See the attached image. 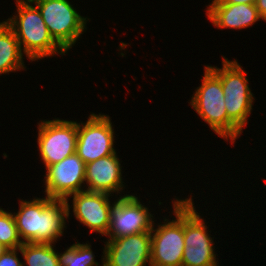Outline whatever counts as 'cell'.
<instances>
[{
    "mask_svg": "<svg viewBox=\"0 0 266 266\" xmlns=\"http://www.w3.org/2000/svg\"><path fill=\"white\" fill-rule=\"evenodd\" d=\"M69 201L34 198L20 201L17 213H12L22 243L55 244L63 236L69 218Z\"/></svg>",
    "mask_w": 266,
    "mask_h": 266,
    "instance_id": "obj_1",
    "label": "cell"
},
{
    "mask_svg": "<svg viewBox=\"0 0 266 266\" xmlns=\"http://www.w3.org/2000/svg\"><path fill=\"white\" fill-rule=\"evenodd\" d=\"M16 15L5 20L13 30L23 53L30 61L55 55H65L66 51L50 35L40 11L30 0H16Z\"/></svg>",
    "mask_w": 266,
    "mask_h": 266,
    "instance_id": "obj_2",
    "label": "cell"
},
{
    "mask_svg": "<svg viewBox=\"0 0 266 266\" xmlns=\"http://www.w3.org/2000/svg\"><path fill=\"white\" fill-rule=\"evenodd\" d=\"M201 80L189 104L215 134L234 144L242 130L227 115L220 78L205 65Z\"/></svg>",
    "mask_w": 266,
    "mask_h": 266,
    "instance_id": "obj_3",
    "label": "cell"
},
{
    "mask_svg": "<svg viewBox=\"0 0 266 266\" xmlns=\"http://www.w3.org/2000/svg\"><path fill=\"white\" fill-rule=\"evenodd\" d=\"M221 80L228 117L241 129L248 123L254 96L248 85L246 71L237 60H228L223 56L222 68L207 65Z\"/></svg>",
    "mask_w": 266,
    "mask_h": 266,
    "instance_id": "obj_4",
    "label": "cell"
},
{
    "mask_svg": "<svg viewBox=\"0 0 266 266\" xmlns=\"http://www.w3.org/2000/svg\"><path fill=\"white\" fill-rule=\"evenodd\" d=\"M173 203L175 219L164 218V224H155L151 230L150 266H182L184 244V199Z\"/></svg>",
    "mask_w": 266,
    "mask_h": 266,
    "instance_id": "obj_5",
    "label": "cell"
},
{
    "mask_svg": "<svg viewBox=\"0 0 266 266\" xmlns=\"http://www.w3.org/2000/svg\"><path fill=\"white\" fill-rule=\"evenodd\" d=\"M40 11L53 39L67 52L86 28L87 17L76 11L68 0H30Z\"/></svg>",
    "mask_w": 266,
    "mask_h": 266,
    "instance_id": "obj_6",
    "label": "cell"
},
{
    "mask_svg": "<svg viewBox=\"0 0 266 266\" xmlns=\"http://www.w3.org/2000/svg\"><path fill=\"white\" fill-rule=\"evenodd\" d=\"M193 199H184V252L182 266H219L213 238L207 224L194 208Z\"/></svg>",
    "mask_w": 266,
    "mask_h": 266,
    "instance_id": "obj_7",
    "label": "cell"
},
{
    "mask_svg": "<svg viewBox=\"0 0 266 266\" xmlns=\"http://www.w3.org/2000/svg\"><path fill=\"white\" fill-rule=\"evenodd\" d=\"M38 127V150L47 168L76 153L77 122L55 118L42 120Z\"/></svg>",
    "mask_w": 266,
    "mask_h": 266,
    "instance_id": "obj_8",
    "label": "cell"
},
{
    "mask_svg": "<svg viewBox=\"0 0 266 266\" xmlns=\"http://www.w3.org/2000/svg\"><path fill=\"white\" fill-rule=\"evenodd\" d=\"M114 134L109 115L91 113L86 123H77L76 154L88 164L116 153Z\"/></svg>",
    "mask_w": 266,
    "mask_h": 266,
    "instance_id": "obj_9",
    "label": "cell"
},
{
    "mask_svg": "<svg viewBox=\"0 0 266 266\" xmlns=\"http://www.w3.org/2000/svg\"><path fill=\"white\" fill-rule=\"evenodd\" d=\"M110 208L108 239L151 231L154 223L149 209L135 195H119Z\"/></svg>",
    "mask_w": 266,
    "mask_h": 266,
    "instance_id": "obj_10",
    "label": "cell"
},
{
    "mask_svg": "<svg viewBox=\"0 0 266 266\" xmlns=\"http://www.w3.org/2000/svg\"><path fill=\"white\" fill-rule=\"evenodd\" d=\"M86 164L75 153L46 168L45 194L51 199L68 201L69 196L85 191Z\"/></svg>",
    "mask_w": 266,
    "mask_h": 266,
    "instance_id": "obj_11",
    "label": "cell"
},
{
    "mask_svg": "<svg viewBox=\"0 0 266 266\" xmlns=\"http://www.w3.org/2000/svg\"><path fill=\"white\" fill-rule=\"evenodd\" d=\"M102 266H146L151 263V231L108 239Z\"/></svg>",
    "mask_w": 266,
    "mask_h": 266,
    "instance_id": "obj_12",
    "label": "cell"
},
{
    "mask_svg": "<svg viewBox=\"0 0 266 266\" xmlns=\"http://www.w3.org/2000/svg\"><path fill=\"white\" fill-rule=\"evenodd\" d=\"M73 195V196H72ZM73 215L90 232L100 233L106 236L110 228V208L112 196L104 192L81 191L72 194Z\"/></svg>",
    "mask_w": 266,
    "mask_h": 266,
    "instance_id": "obj_13",
    "label": "cell"
},
{
    "mask_svg": "<svg viewBox=\"0 0 266 266\" xmlns=\"http://www.w3.org/2000/svg\"><path fill=\"white\" fill-rule=\"evenodd\" d=\"M116 153L86 164L84 189L89 192L120 193L125 188L121 162ZM124 187V188H123Z\"/></svg>",
    "mask_w": 266,
    "mask_h": 266,
    "instance_id": "obj_14",
    "label": "cell"
},
{
    "mask_svg": "<svg viewBox=\"0 0 266 266\" xmlns=\"http://www.w3.org/2000/svg\"><path fill=\"white\" fill-rule=\"evenodd\" d=\"M207 17L212 24L221 29L248 28L262 19L253 4H209Z\"/></svg>",
    "mask_w": 266,
    "mask_h": 266,
    "instance_id": "obj_15",
    "label": "cell"
},
{
    "mask_svg": "<svg viewBox=\"0 0 266 266\" xmlns=\"http://www.w3.org/2000/svg\"><path fill=\"white\" fill-rule=\"evenodd\" d=\"M24 53L13 30L0 22V75L24 69Z\"/></svg>",
    "mask_w": 266,
    "mask_h": 266,
    "instance_id": "obj_16",
    "label": "cell"
},
{
    "mask_svg": "<svg viewBox=\"0 0 266 266\" xmlns=\"http://www.w3.org/2000/svg\"><path fill=\"white\" fill-rule=\"evenodd\" d=\"M19 252L25 262L23 266H60L58 252L52 244L23 243Z\"/></svg>",
    "mask_w": 266,
    "mask_h": 266,
    "instance_id": "obj_17",
    "label": "cell"
},
{
    "mask_svg": "<svg viewBox=\"0 0 266 266\" xmlns=\"http://www.w3.org/2000/svg\"><path fill=\"white\" fill-rule=\"evenodd\" d=\"M58 257L60 266H99L88 243L81 244L77 241L63 253L58 252Z\"/></svg>",
    "mask_w": 266,
    "mask_h": 266,
    "instance_id": "obj_18",
    "label": "cell"
},
{
    "mask_svg": "<svg viewBox=\"0 0 266 266\" xmlns=\"http://www.w3.org/2000/svg\"><path fill=\"white\" fill-rule=\"evenodd\" d=\"M0 243L7 248H19L23 243L19 237L12 212L0 207Z\"/></svg>",
    "mask_w": 266,
    "mask_h": 266,
    "instance_id": "obj_19",
    "label": "cell"
},
{
    "mask_svg": "<svg viewBox=\"0 0 266 266\" xmlns=\"http://www.w3.org/2000/svg\"><path fill=\"white\" fill-rule=\"evenodd\" d=\"M19 248H8L0 256V266H23V262L18 258Z\"/></svg>",
    "mask_w": 266,
    "mask_h": 266,
    "instance_id": "obj_20",
    "label": "cell"
},
{
    "mask_svg": "<svg viewBox=\"0 0 266 266\" xmlns=\"http://www.w3.org/2000/svg\"><path fill=\"white\" fill-rule=\"evenodd\" d=\"M257 0H212L211 4H256Z\"/></svg>",
    "mask_w": 266,
    "mask_h": 266,
    "instance_id": "obj_21",
    "label": "cell"
},
{
    "mask_svg": "<svg viewBox=\"0 0 266 266\" xmlns=\"http://www.w3.org/2000/svg\"><path fill=\"white\" fill-rule=\"evenodd\" d=\"M255 5L260 17L266 22V0H257Z\"/></svg>",
    "mask_w": 266,
    "mask_h": 266,
    "instance_id": "obj_22",
    "label": "cell"
},
{
    "mask_svg": "<svg viewBox=\"0 0 266 266\" xmlns=\"http://www.w3.org/2000/svg\"><path fill=\"white\" fill-rule=\"evenodd\" d=\"M8 248L3 245L2 243H0V256L7 250Z\"/></svg>",
    "mask_w": 266,
    "mask_h": 266,
    "instance_id": "obj_23",
    "label": "cell"
}]
</instances>
